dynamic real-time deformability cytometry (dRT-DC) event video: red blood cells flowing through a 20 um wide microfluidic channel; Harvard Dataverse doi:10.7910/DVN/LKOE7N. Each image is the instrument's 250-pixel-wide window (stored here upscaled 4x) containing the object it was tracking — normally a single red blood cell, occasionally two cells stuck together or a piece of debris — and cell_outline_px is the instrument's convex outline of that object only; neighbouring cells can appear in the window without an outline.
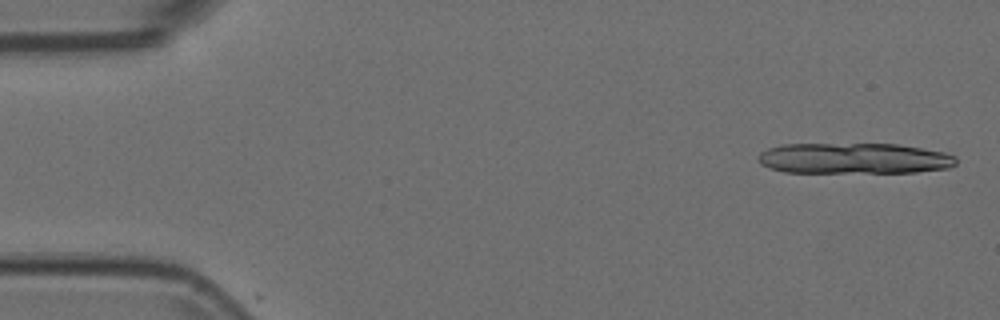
{"species": "Egyptian fruit bat (a non-hibernating species)", "species_latin": "Rousettus aegyptiacus", "temperature_condition": "room temperature", "stored_images_in_passage": 12, "camera_frame_rate_fps": 3000, "um_per_image_px": 0.085, "animal": {"sex": "female"}, "frame": {"image": 1, "passage_image": 2, "time_ms": 0.333, "image_size_px": [1000, 320], "cell_outline_px": [[956, 164], [948, 168], [916, 172], [784, 172], [768, 168], [760, 164], [756, 160], [756, 156], [760, 152], [768, 148], [780, 144], [900, 144], [944, 152], [956, 156]], "centroid_in_image_um": [72.54, 13.46], "position_along_channel_um": 12.5, "area_um2": 35.84}}